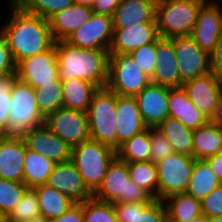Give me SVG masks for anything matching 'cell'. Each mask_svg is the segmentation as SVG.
Instances as JSON below:
<instances>
[{
	"label": "cell",
	"mask_w": 222,
	"mask_h": 222,
	"mask_svg": "<svg viewBox=\"0 0 222 222\" xmlns=\"http://www.w3.org/2000/svg\"><path fill=\"white\" fill-rule=\"evenodd\" d=\"M8 4L11 16L0 28L17 65L28 57L49 50L55 41L48 20L27 12L14 0H9Z\"/></svg>",
	"instance_id": "1"
},
{
	"label": "cell",
	"mask_w": 222,
	"mask_h": 222,
	"mask_svg": "<svg viewBox=\"0 0 222 222\" xmlns=\"http://www.w3.org/2000/svg\"><path fill=\"white\" fill-rule=\"evenodd\" d=\"M59 78L83 79L98 89L106 87L109 68V50L84 49L65 40L55 42Z\"/></svg>",
	"instance_id": "2"
},
{
	"label": "cell",
	"mask_w": 222,
	"mask_h": 222,
	"mask_svg": "<svg viewBox=\"0 0 222 222\" xmlns=\"http://www.w3.org/2000/svg\"><path fill=\"white\" fill-rule=\"evenodd\" d=\"M93 197L111 203L151 202L154 199L147 190L130 179L127 162L117 156L109 164L103 182Z\"/></svg>",
	"instance_id": "3"
},
{
	"label": "cell",
	"mask_w": 222,
	"mask_h": 222,
	"mask_svg": "<svg viewBox=\"0 0 222 222\" xmlns=\"http://www.w3.org/2000/svg\"><path fill=\"white\" fill-rule=\"evenodd\" d=\"M207 0H158L155 21L161 38L191 35L200 7Z\"/></svg>",
	"instance_id": "4"
},
{
	"label": "cell",
	"mask_w": 222,
	"mask_h": 222,
	"mask_svg": "<svg viewBox=\"0 0 222 222\" xmlns=\"http://www.w3.org/2000/svg\"><path fill=\"white\" fill-rule=\"evenodd\" d=\"M117 94L106 87L93 95L87 111L90 139L117 150Z\"/></svg>",
	"instance_id": "5"
},
{
	"label": "cell",
	"mask_w": 222,
	"mask_h": 222,
	"mask_svg": "<svg viewBox=\"0 0 222 222\" xmlns=\"http://www.w3.org/2000/svg\"><path fill=\"white\" fill-rule=\"evenodd\" d=\"M115 157L116 150L91 139L71 149V161L92 193L102 184L107 168Z\"/></svg>",
	"instance_id": "6"
},
{
	"label": "cell",
	"mask_w": 222,
	"mask_h": 222,
	"mask_svg": "<svg viewBox=\"0 0 222 222\" xmlns=\"http://www.w3.org/2000/svg\"><path fill=\"white\" fill-rule=\"evenodd\" d=\"M35 88L28 83L14 79L10 87L12 97L9 113V135H22L25 131L45 123L38 110Z\"/></svg>",
	"instance_id": "7"
},
{
	"label": "cell",
	"mask_w": 222,
	"mask_h": 222,
	"mask_svg": "<svg viewBox=\"0 0 222 222\" xmlns=\"http://www.w3.org/2000/svg\"><path fill=\"white\" fill-rule=\"evenodd\" d=\"M130 54H110L106 88L119 96L135 97L149 83Z\"/></svg>",
	"instance_id": "8"
},
{
	"label": "cell",
	"mask_w": 222,
	"mask_h": 222,
	"mask_svg": "<svg viewBox=\"0 0 222 222\" xmlns=\"http://www.w3.org/2000/svg\"><path fill=\"white\" fill-rule=\"evenodd\" d=\"M194 157L172 153L156 163L158 172V199L186 192L189 188Z\"/></svg>",
	"instance_id": "9"
},
{
	"label": "cell",
	"mask_w": 222,
	"mask_h": 222,
	"mask_svg": "<svg viewBox=\"0 0 222 222\" xmlns=\"http://www.w3.org/2000/svg\"><path fill=\"white\" fill-rule=\"evenodd\" d=\"M45 124L71 149L90 139L86 112L61 107L45 118Z\"/></svg>",
	"instance_id": "10"
},
{
	"label": "cell",
	"mask_w": 222,
	"mask_h": 222,
	"mask_svg": "<svg viewBox=\"0 0 222 222\" xmlns=\"http://www.w3.org/2000/svg\"><path fill=\"white\" fill-rule=\"evenodd\" d=\"M173 41L180 72V87L187 80L211 72L210 54L201 49L191 35L175 36Z\"/></svg>",
	"instance_id": "11"
},
{
	"label": "cell",
	"mask_w": 222,
	"mask_h": 222,
	"mask_svg": "<svg viewBox=\"0 0 222 222\" xmlns=\"http://www.w3.org/2000/svg\"><path fill=\"white\" fill-rule=\"evenodd\" d=\"M16 77L33 88L61 80L55 43L49 50L20 61L16 65Z\"/></svg>",
	"instance_id": "12"
},
{
	"label": "cell",
	"mask_w": 222,
	"mask_h": 222,
	"mask_svg": "<svg viewBox=\"0 0 222 222\" xmlns=\"http://www.w3.org/2000/svg\"><path fill=\"white\" fill-rule=\"evenodd\" d=\"M113 32L111 16L93 13L91 18L65 41L79 48L109 50Z\"/></svg>",
	"instance_id": "13"
},
{
	"label": "cell",
	"mask_w": 222,
	"mask_h": 222,
	"mask_svg": "<svg viewBox=\"0 0 222 222\" xmlns=\"http://www.w3.org/2000/svg\"><path fill=\"white\" fill-rule=\"evenodd\" d=\"M182 88L187 92L192 103L212 120L222 95V79L210 72L185 81Z\"/></svg>",
	"instance_id": "14"
},
{
	"label": "cell",
	"mask_w": 222,
	"mask_h": 222,
	"mask_svg": "<svg viewBox=\"0 0 222 222\" xmlns=\"http://www.w3.org/2000/svg\"><path fill=\"white\" fill-rule=\"evenodd\" d=\"M222 33V7L214 0L206 1L198 10L191 36L209 54L216 47Z\"/></svg>",
	"instance_id": "15"
},
{
	"label": "cell",
	"mask_w": 222,
	"mask_h": 222,
	"mask_svg": "<svg viewBox=\"0 0 222 222\" xmlns=\"http://www.w3.org/2000/svg\"><path fill=\"white\" fill-rule=\"evenodd\" d=\"M27 148L44 155L55 164L71 160V147L43 123L22 134Z\"/></svg>",
	"instance_id": "16"
},
{
	"label": "cell",
	"mask_w": 222,
	"mask_h": 222,
	"mask_svg": "<svg viewBox=\"0 0 222 222\" xmlns=\"http://www.w3.org/2000/svg\"><path fill=\"white\" fill-rule=\"evenodd\" d=\"M135 98L148 128H157L169 117V87L150 82Z\"/></svg>",
	"instance_id": "17"
},
{
	"label": "cell",
	"mask_w": 222,
	"mask_h": 222,
	"mask_svg": "<svg viewBox=\"0 0 222 222\" xmlns=\"http://www.w3.org/2000/svg\"><path fill=\"white\" fill-rule=\"evenodd\" d=\"M46 184L66 194L76 203L93 197V193L87 188L77 167L71 160L56 163Z\"/></svg>",
	"instance_id": "18"
},
{
	"label": "cell",
	"mask_w": 222,
	"mask_h": 222,
	"mask_svg": "<svg viewBox=\"0 0 222 222\" xmlns=\"http://www.w3.org/2000/svg\"><path fill=\"white\" fill-rule=\"evenodd\" d=\"M26 142L22 135L0 136V178L23 182Z\"/></svg>",
	"instance_id": "19"
},
{
	"label": "cell",
	"mask_w": 222,
	"mask_h": 222,
	"mask_svg": "<svg viewBox=\"0 0 222 222\" xmlns=\"http://www.w3.org/2000/svg\"><path fill=\"white\" fill-rule=\"evenodd\" d=\"M110 54H129L131 51L160 38L156 23H139L126 28H113Z\"/></svg>",
	"instance_id": "20"
},
{
	"label": "cell",
	"mask_w": 222,
	"mask_h": 222,
	"mask_svg": "<svg viewBox=\"0 0 222 222\" xmlns=\"http://www.w3.org/2000/svg\"><path fill=\"white\" fill-rule=\"evenodd\" d=\"M152 83L169 88L180 87V72L173 41L170 38L157 40V63L150 78Z\"/></svg>",
	"instance_id": "21"
},
{
	"label": "cell",
	"mask_w": 222,
	"mask_h": 222,
	"mask_svg": "<svg viewBox=\"0 0 222 222\" xmlns=\"http://www.w3.org/2000/svg\"><path fill=\"white\" fill-rule=\"evenodd\" d=\"M117 149L126 140L146 130L135 97L117 95Z\"/></svg>",
	"instance_id": "22"
},
{
	"label": "cell",
	"mask_w": 222,
	"mask_h": 222,
	"mask_svg": "<svg viewBox=\"0 0 222 222\" xmlns=\"http://www.w3.org/2000/svg\"><path fill=\"white\" fill-rule=\"evenodd\" d=\"M93 13L91 7L73 3L52 15L48 22L54 41L66 40L75 30L83 26Z\"/></svg>",
	"instance_id": "23"
},
{
	"label": "cell",
	"mask_w": 222,
	"mask_h": 222,
	"mask_svg": "<svg viewBox=\"0 0 222 222\" xmlns=\"http://www.w3.org/2000/svg\"><path fill=\"white\" fill-rule=\"evenodd\" d=\"M119 222H167L163 200L151 202L112 203Z\"/></svg>",
	"instance_id": "24"
},
{
	"label": "cell",
	"mask_w": 222,
	"mask_h": 222,
	"mask_svg": "<svg viewBox=\"0 0 222 222\" xmlns=\"http://www.w3.org/2000/svg\"><path fill=\"white\" fill-rule=\"evenodd\" d=\"M158 0H123L112 15L113 28H126L139 23H156Z\"/></svg>",
	"instance_id": "25"
},
{
	"label": "cell",
	"mask_w": 222,
	"mask_h": 222,
	"mask_svg": "<svg viewBox=\"0 0 222 222\" xmlns=\"http://www.w3.org/2000/svg\"><path fill=\"white\" fill-rule=\"evenodd\" d=\"M169 116L179 119L192 130L206 125L210 119L198 109L182 88H169Z\"/></svg>",
	"instance_id": "26"
},
{
	"label": "cell",
	"mask_w": 222,
	"mask_h": 222,
	"mask_svg": "<svg viewBox=\"0 0 222 222\" xmlns=\"http://www.w3.org/2000/svg\"><path fill=\"white\" fill-rule=\"evenodd\" d=\"M222 151V128L210 120L193 130V157L203 159Z\"/></svg>",
	"instance_id": "27"
},
{
	"label": "cell",
	"mask_w": 222,
	"mask_h": 222,
	"mask_svg": "<svg viewBox=\"0 0 222 222\" xmlns=\"http://www.w3.org/2000/svg\"><path fill=\"white\" fill-rule=\"evenodd\" d=\"M167 222H189L202 214L201 201L187 192L176 193L163 199Z\"/></svg>",
	"instance_id": "28"
},
{
	"label": "cell",
	"mask_w": 222,
	"mask_h": 222,
	"mask_svg": "<svg viewBox=\"0 0 222 222\" xmlns=\"http://www.w3.org/2000/svg\"><path fill=\"white\" fill-rule=\"evenodd\" d=\"M34 189L38 195L40 216H44L49 220L61 216L76 204V202L66 194L56 190L46 183L36 186Z\"/></svg>",
	"instance_id": "29"
},
{
	"label": "cell",
	"mask_w": 222,
	"mask_h": 222,
	"mask_svg": "<svg viewBox=\"0 0 222 222\" xmlns=\"http://www.w3.org/2000/svg\"><path fill=\"white\" fill-rule=\"evenodd\" d=\"M157 129L165 135L175 153L193 157V130L187 128L179 119L167 117Z\"/></svg>",
	"instance_id": "30"
},
{
	"label": "cell",
	"mask_w": 222,
	"mask_h": 222,
	"mask_svg": "<svg viewBox=\"0 0 222 222\" xmlns=\"http://www.w3.org/2000/svg\"><path fill=\"white\" fill-rule=\"evenodd\" d=\"M63 107L86 112L92 95L98 90L93 84L83 79H68L62 81Z\"/></svg>",
	"instance_id": "31"
},
{
	"label": "cell",
	"mask_w": 222,
	"mask_h": 222,
	"mask_svg": "<svg viewBox=\"0 0 222 222\" xmlns=\"http://www.w3.org/2000/svg\"><path fill=\"white\" fill-rule=\"evenodd\" d=\"M55 163L44 155L26 148L23 166V182L34 188L47 182Z\"/></svg>",
	"instance_id": "32"
},
{
	"label": "cell",
	"mask_w": 222,
	"mask_h": 222,
	"mask_svg": "<svg viewBox=\"0 0 222 222\" xmlns=\"http://www.w3.org/2000/svg\"><path fill=\"white\" fill-rule=\"evenodd\" d=\"M221 183L206 160L195 159L192 176L187 193L202 201Z\"/></svg>",
	"instance_id": "33"
},
{
	"label": "cell",
	"mask_w": 222,
	"mask_h": 222,
	"mask_svg": "<svg viewBox=\"0 0 222 222\" xmlns=\"http://www.w3.org/2000/svg\"><path fill=\"white\" fill-rule=\"evenodd\" d=\"M149 128L126 140L116 150V156L127 163L150 161Z\"/></svg>",
	"instance_id": "34"
},
{
	"label": "cell",
	"mask_w": 222,
	"mask_h": 222,
	"mask_svg": "<svg viewBox=\"0 0 222 222\" xmlns=\"http://www.w3.org/2000/svg\"><path fill=\"white\" fill-rule=\"evenodd\" d=\"M38 110L46 118L50 113L63 107L62 80L56 83H47L35 88Z\"/></svg>",
	"instance_id": "35"
},
{
	"label": "cell",
	"mask_w": 222,
	"mask_h": 222,
	"mask_svg": "<svg viewBox=\"0 0 222 222\" xmlns=\"http://www.w3.org/2000/svg\"><path fill=\"white\" fill-rule=\"evenodd\" d=\"M130 179L158 199V172L152 161L127 163Z\"/></svg>",
	"instance_id": "36"
},
{
	"label": "cell",
	"mask_w": 222,
	"mask_h": 222,
	"mask_svg": "<svg viewBox=\"0 0 222 222\" xmlns=\"http://www.w3.org/2000/svg\"><path fill=\"white\" fill-rule=\"evenodd\" d=\"M40 216L38 195L34 188H27L21 200L7 217V222H28Z\"/></svg>",
	"instance_id": "37"
},
{
	"label": "cell",
	"mask_w": 222,
	"mask_h": 222,
	"mask_svg": "<svg viewBox=\"0 0 222 222\" xmlns=\"http://www.w3.org/2000/svg\"><path fill=\"white\" fill-rule=\"evenodd\" d=\"M27 188L24 182L0 178V210L6 217L12 213Z\"/></svg>",
	"instance_id": "38"
},
{
	"label": "cell",
	"mask_w": 222,
	"mask_h": 222,
	"mask_svg": "<svg viewBox=\"0 0 222 222\" xmlns=\"http://www.w3.org/2000/svg\"><path fill=\"white\" fill-rule=\"evenodd\" d=\"M80 204L83 208L84 222H119L111 202L91 197Z\"/></svg>",
	"instance_id": "39"
},
{
	"label": "cell",
	"mask_w": 222,
	"mask_h": 222,
	"mask_svg": "<svg viewBox=\"0 0 222 222\" xmlns=\"http://www.w3.org/2000/svg\"><path fill=\"white\" fill-rule=\"evenodd\" d=\"M27 12L48 20L60 10L72 5L74 0H14Z\"/></svg>",
	"instance_id": "40"
},
{
	"label": "cell",
	"mask_w": 222,
	"mask_h": 222,
	"mask_svg": "<svg viewBox=\"0 0 222 222\" xmlns=\"http://www.w3.org/2000/svg\"><path fill=\"white\" fill-rule=\"evenodd\" d=\"M16 78V74L0 76V136L9 135V113L12 97L10 87Z\"/></svg>",
	"instance_id": "41"
},
{
	"label": "cell",
	"mask_w": 222,
	"mask_h": 222,
	"mask_svg": "<svg viewBox=\"0 0 222 222\" xmlns=\"http://www.w3.org/2000/svg\"><path fill=\"white\" fill-rule=\"evenodd\" d=\"M129 54L142 72L151 78L157 63V40L143 45L131 51Z\"/></svg>",
	"instance_id": "42"
},
{
	"label": "cell",
	"mask_w": 222,
	"mask_h": 222,
	"mask_svg": "<svg viewBox=\"0 0 222 222\" xmlns=\"http://www.w3.org/2000/svg\"><path fill=\"white\" fill-rule=\"evenodd\" d=\"M149 134L151 143L150 161L156 164L174 153L172 145L157 128H149Z\"/></svg>",
	"instance_id": "43"
},
{
	"label": "cell",
	"mask_w": 222,
	"mask_h": 222,
	"mask_svg": "<svg viewBox=\"0 0 222 222\" xmlns=\"http://www.w3.org/2000/svg\"><path fill=\"white\" fill-rule=\"evenodd\" d=\"M201 206L207 218L222 216V184L201 201Z\"/></svg>",
	"instance_id": "44"
},
{
	"label": "cell",
	"mask_w": 222,
	"mask_h": 222,
	"mask_svg": "<svg viewBox=\"0 0 222 222\" xmlns=\"http://www.w3.org/2000/svg\"><path fill=\"white\" fill-rule=\"evenodd\" d=\"M16 74V65L12 58L5 35L0 29V76Z\"/></svg>",
	"instance_id": "45"
},
{
	"label": "cell",
	"mask_w": 222,
	"mask_h": 222,
	"mask_svg": "<svg viewBox=\"0 0 222 222\" xmlns=\"http://www.w3.org/2000/svg\"><path fill=\"white\" fill-rule=\"evenodd\" d=\"M210 68L211 72L222 79V33L219 36L216 47L210 53Z\"/></svg>",
	"instance_id": "46"
},
{
	"label": "cell",
	"mask_w": 222,
	"mask_h": 222,
	"mask_svg": "<svg viewBox=\"0 0 222 222\" xmlns=\"http://www.w3.org/2000/svg\"><path fill=\"white\" fill-rule=\"evenodd\" d=\"M50 222H84L83 208L80 203H76L61 216L50 220Z\"/></svg>",
	"instance_id": "47"
},
{
	"label": "cell",
	"mask_w": 222,
	"mask_h": 222,
	"mask_svg": "<svg viewBox=\"0 0 222 222\" xmlns=\"http://www.w3.org/2000/svg\"><path fill=\"white\" fill-rule=\"evenodd\" d=\"M123 0H95L92 5L94 13L111 16Z\"/></svg>",
	"instance_id": "48"
},
{
	"label": "cell",
	"mask_w": 222,
	"mask_h": 222,
	"mask_svg": "<svg viewBox=\"0 0 222 222\" xmlns=\"http://www.w3.org/2000/svg\"><path fill=\"white\" fill-rule=\"evenodd\" d=\"M205 160L209 163V165L217 175L218 180L222 184V151L206 158Z\"/></svg>",
	"instance_id": "49"
},
{
	"label": "cell",
	"mask_w": 222,
	"mask_h": 222,
	"mask_svg": "<svg viewBox=\"0 0 222 222\" xmlns=\"http://www.w3.org/2000/svg\"><path fill=\"white\" fill-rule=\"evenodd\" d=\"M212 121L215 124H218L222 128V95L219 99V102H218V105H217V110H216L215 116L212 119Z\"/></svg>",
	"instance_id": "50"
},
{
	"label": "cell",
	"mask_w": 222,
	"mask_h": 222,
	"mask_svg": "<svg viewBox=\"0 0 222 222\" xmlns=\"http://www.w3.org/2000/svg\"><path fill=\"white\" fill-rule=\"evenodd\" d=\"M95 0H74V3L82 5V6H88L92 7Z\"/></svg>",
	"instance_id": "51"
},
{
	"label": "cell",
	"mask_w": 222,
	"mask_h": 222,
	"mask_svg": "<svg viewBox=\"0 0 222 222\" xmlns=\"http://www.w3.org/2000/svg\"><path fill=\"white\" fill-rule=\"evenodd\" d=\"M189 222H207V217L204 214H201L191 219Z\"/></svg>",
	"instance_id": "52"
},
{
	"label": "cell",
	"mask_w": 222,
	"mask_h": 222,
	"mask_svg": "<svg viewBox=\"0 0 222 222\" xmlns=\"http://www.w3.org/2000/svg\"><path fill=\"white\" fill-rule=\"evenodd\" d=\"M28 222H50V220L44 216H38L29 220Z\"/></svg>",
	"instance_id": "53"
},
{
	"label": "cell",
	"mask_w": 222,
	"mask_h": 222,
	"mask_svg": "<svg viewBox=\"0 0 222 222\" xmlns=\"http://www.w3.org/2000/svg\"><path fill=\"white\" fill-rule=\"evenodd\" d=\"M207 222H222V216H215L207 218Z\"/></svg>",
	"instance_id": "54"
},
{
	"label": "cell",
	"mask_w": 222,
	"mask_h": 222,
	"mask_svg": "<svg viewBox=\"0 0 222 222\" xmlns=\"http://www.w3.org/2000/svg\"><path fill=\"white\" fill-rule=\"evenodd\" d=\"M0 222H7V217L0 210Z\"/></svg>",
	"instance_id": "55"
}]
</instances>
